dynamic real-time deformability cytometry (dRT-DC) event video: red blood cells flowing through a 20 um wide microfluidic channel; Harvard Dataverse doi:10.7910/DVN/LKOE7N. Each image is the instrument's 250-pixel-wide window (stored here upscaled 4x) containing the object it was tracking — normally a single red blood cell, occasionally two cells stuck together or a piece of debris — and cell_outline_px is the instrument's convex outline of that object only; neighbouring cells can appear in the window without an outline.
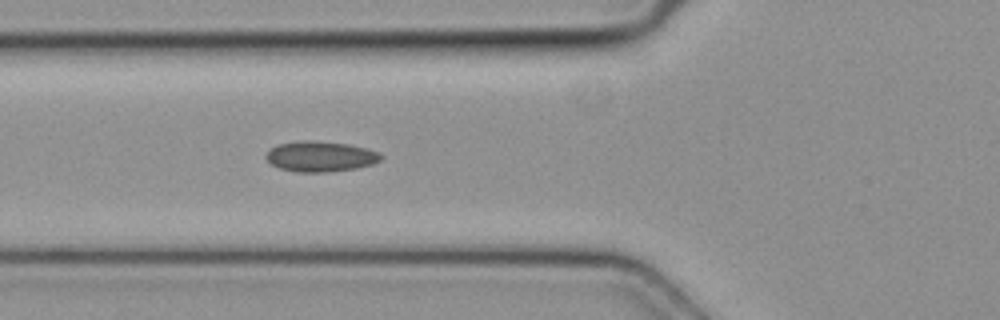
{"species": "common noctule bat (a hibernating species)", "species_latin": "Nyctalus noctula", "temperature_condition": "cold", "stored_images_in_passage": 4, "camera_frame_rate_fps": 3000, "um_per_image_px": 0.085, "animal": {"sex": "female", "body_mass_g": 19.3, "forearm_length_mm": 54.1}, "frame": {"image": 1, "passage_image": 4, "time_ms": 1.0, "image_size_px": [1000, 320], "cell_outline_px": [[384, 156], [380, 160], [372, 164], [356, 168], [328, 172], [296, 172], [280, 168], [272, 164], [264, 156], [276, 144], [304, 140], [312, 140], [348, 144], [368, 148], [380, 152]], "centroid_in_image_um": [27.26, 13.29], "position_along_channel_um": 98.5, "area_um2": 20.46}}